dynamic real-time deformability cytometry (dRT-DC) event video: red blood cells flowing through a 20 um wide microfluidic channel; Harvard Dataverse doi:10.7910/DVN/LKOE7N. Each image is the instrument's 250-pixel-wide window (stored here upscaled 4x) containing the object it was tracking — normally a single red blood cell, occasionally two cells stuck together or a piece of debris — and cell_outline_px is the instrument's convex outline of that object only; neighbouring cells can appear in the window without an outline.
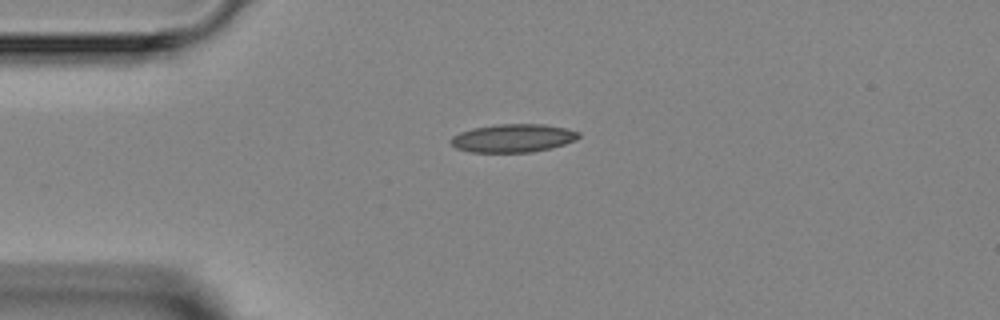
{"species": "Egyptian fruit bat (a non-hibernating species)", "species_latin": "Rousettus aegyptiacus", "temperature_condition": "room temperature", "stored_images_in_passage": 3, "camera_frame_rate_fps": 3000, "um_per_image_px": 0.085, "animal": {"sex": "female"}, "frame": {"image": 1, "passage_image": 1, "time_ms": 0.0, "image_size_px": [1000, 320], "cell_outline_px": [[580, 136], [576, 140], [564, 144], [532, 152], [472, 152], [456, 148], [448, 140], [452, 136], [460, 132], [472, 128], [496, 124], [544, 124], [564, 128], [580, 132]], "centroid_in_image_um": [43.58, 11.73], "position_along_channel_um": 41.4, "area_um2": 20.98}}
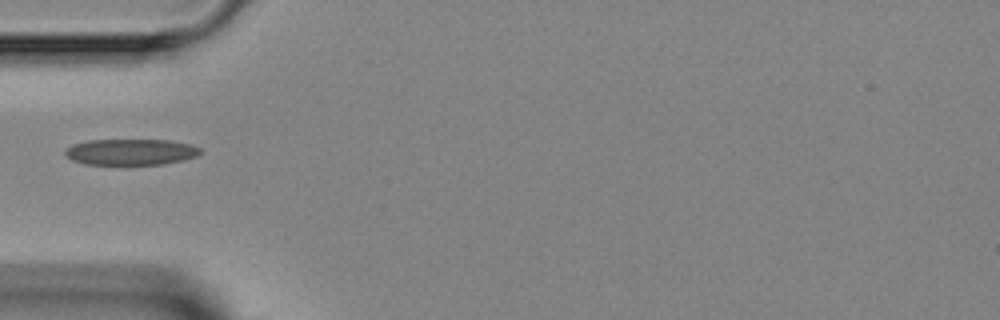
{"frame": {"image": 2, "passage_image": 2, "time_ms": 1.333, "image_size_px": [1000, 320], "cell_outline_px": [[200, 152], [196, 156], [184, 160], [160, 164], [84, 164], [72, 160], [64, 152], [72, 144], [88, 140], [172, 140], [192, 144], [200, 148]], "centroid_in_image_um": [11.13, 12.91], "position_along_channel_um": 73.9, "area_um2": 20.46}}
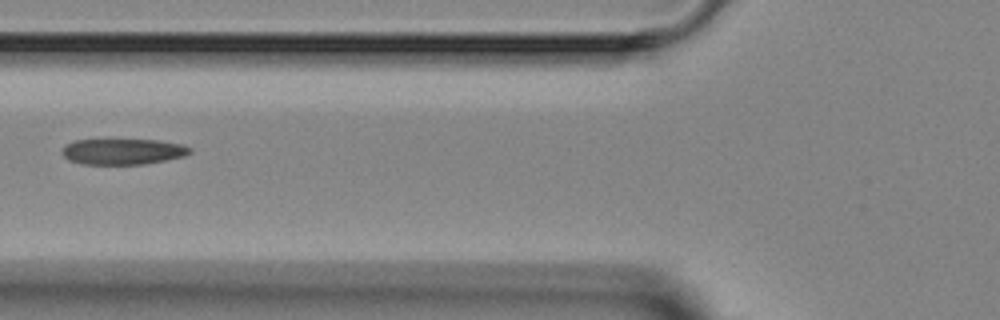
{"frame": {"image": 3, "passage_image": 3, "time_ms": 2.333, "image_size_px": [1000, 320], "cell_outline_px": [[192, 152], [184, 156], [144, 164], [84, 164], [68, 160], [60, 152], [64, 144], [72, 140], [156, 140], [184, 144], [192, 148]], "centroid_in_image_um": [10.42, 12.87], "position_along_channel_um": 115.4, "area_um2": 19.36}}